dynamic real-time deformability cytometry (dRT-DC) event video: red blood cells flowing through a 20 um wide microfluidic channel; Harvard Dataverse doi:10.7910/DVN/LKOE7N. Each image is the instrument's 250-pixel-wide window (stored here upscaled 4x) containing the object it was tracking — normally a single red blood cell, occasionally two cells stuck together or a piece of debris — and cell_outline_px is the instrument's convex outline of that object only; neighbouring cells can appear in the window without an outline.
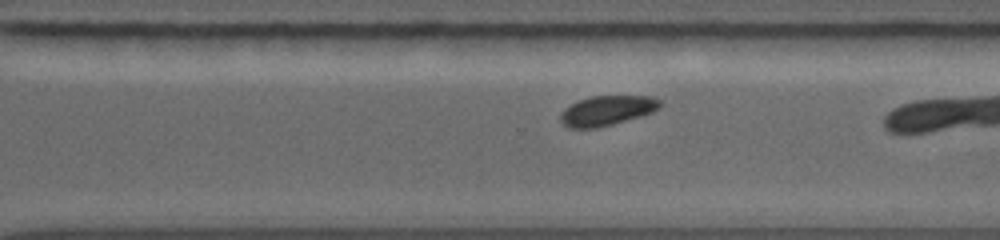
{"species": "common noctule bat (a hibernating species)", "species_latin": "Nyctalus noctula", "temperature_condition": "warm", "stored_images_in_passage": 16, "camera_frame_rate_fps": 5000, "um_per_image_px": 0.085, "animal": {"sex": "female", "body_mass_g": 19.0, "forearm_length_mm": 56.7}, "frame": {"image": 1, "passage_image": 12, "time_ms": 5.6, "image_size_px": [1000, 240], "cell_outline_px": [[660, 108], [652, 112], [640, 116], [612, 124], [596, 128], [568, 128], [560, 120], [560, 116], [564, 108], [580, 100], [592, 96], [652, 96], [660, 100]], "centroid_in_image_um": [51.59, 9.4], "position_along_channel_um": 319.0, "area_um2": 17.11}}